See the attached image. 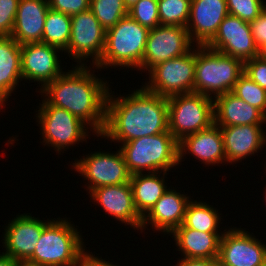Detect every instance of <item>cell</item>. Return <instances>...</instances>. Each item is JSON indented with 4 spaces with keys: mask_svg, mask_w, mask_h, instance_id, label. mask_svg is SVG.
Returning <instances> with one entry per match:
<instances>
[{
    "mask_svg": "<svg viewBox=\"0 0 266 266\" xmlns=\"http://www.w3.org/2000/svg\"><path fill=\"white\" fill-rule=\"evenodd\" d=\"M220 128L227 165L238 164L242 159L246 160L249 156L251 158L263 150L265 142L263 125H234Z\"/></svg>",
    "mask_w": 266,
    "mask_h": 266,
    "instance_id": "cell-21",
    "label": "cell"
},
{
    "mask_svg": "<svg viewBox=\"0 0 266 266\" xmlns=\"http://www.w3.org/2000/svg\"><path fill=\"white\" fill-rule=\"evenodd\" d=\"M51 219L41 220L30 213L16 215L8 220L1 240L4 254L24 264L34 253L45 225Z\"/></svg>",
    "mask_w": 266,
    "mask_h": 266,
    "instance_id": "cell-15",
    "label": "cell"
},
{
    "mask_svg": "<svg viewBox=\"0 0 266 266\" xmlns=\"http://www.w3.org/2000/svg\"><path fill=\"white\" fill-rule=\"evenodd\" d=\"M93 67V68H92ZM95 66L75 67L64 71L54 81L38 91L42 103L63 108L86 123L99 136L105 125L109 81L95 74ZM93 71V72H92ZM102 78V79H101Z\"/></svg>",
    "mask_w": 266,
    "mask_h": 266,
    "instance_id": "cell-2",
    "label": "cell"
},
{
    "mask_svg": "<svg viewBox=\"0 0 266 266\" xmlns=\"http://www.w3.org/2000/svg\"><path fill=\"white\" fill-rule=\"evenodd\" d=\"M244 73L266 90V61L259 57H254L244 62Z\"/></svg>",
    "mask_w": 266,
    "mask_h": 266,
    "instance_id": "cell-36",
    "label": "cell"
},
{
    "mask_svg": "<svg viewBox=\"0 0 266 266\" xmlns=\"http://www.w3.org/2000/svg\"><path fill=\"white\" fill-rule=\"evenodd\" d=\"M225 228L220 240V266H266V244L245 228Z\"/></svg>",
    "mask_w": 266,
    "mask_h": 266,
    "instance_id": "cell-13",
    "label": "cell"
},
{
    "mask_svg": "<svg viewBox=\"0 0 266 266\" xmlns=\"http://www.w3.org/2000/svg\"><path fill=\"white\" fill-rule=\"evenodd\" d=\"M228 13L251 22L266 9L265 0H226Z\"/></svg>",
    "mask_w": 266,
    "mask_h": 266,
    "instance_id": "cell-33",
    "label": "cell"
},
{
    "mask_svg": "<svg viewBox=\"0 0 266 266\" xmlns=\"http://www.w3.org/2000/svg\"><path fill=\"white\" fill-rule=\"evenodd\" d=\"M190 5L191 0H158L160 24L186 27Z\"/></svg>",
    "mask_w": 266,
    "mask_h": 266,
    "instance_id": "cell-30",
    "label": "cell"
},
{
    "mask_svg": "<svg viewBox=\"0 0 266 266\" xmlns=\"http://www.w3.org/2000/svg\"><path fill=\"white\" fill-rule=\"evenodd\" d=\"M49 8L73 16L90 9V0H48Z\"/></svg>",
    "mask_w": 266,
    "mask_h": 266,
    "instance_id": "cell-35",
    "label": "cell"
},
{
    "mask_svg": "<svg viewBox=\"0 0 266 266\" xmlns=\"http://www.w3.org/2000/svg\"><path fill=\"white\" fill-rule=\"evenodd\" d=\"M214 103V123L219 127L234 125H266V116L232 92L217 96Z\"/></svg>",
    "mask_w": 266,
    "mask_h": 266,
    "instance_id": "cell-23",
    "label": "cell"
},
{
    "mask_svg": "<svg viewBox=\"0 0 266 266\" xmlns=\"http://www.w3.org/2000/svg\"><path fill=\"white\" fill-rule=\"evenodd\" d=\"M234 95L259 109L266 116V90L243 73L234 85Z\"/></svg>",
    "mask_w": 266,
    "mask_h": 266,
    "instance_id": "cell-31",
    "label": "cell"
},
{
    "mask_svg": "<svg viewBox=\"0 0 266 266\" xmlns=\"http://www.w3.org/2000/svg\"><path fill=\"white\" fill-rule=\"evenodd\" d=\"M196 64L195 46L186 54L161 62L147 73L149 79L142 86L149 92L169 98L194 93Z\"/></svg>",
    "mask_w": 266,
    "mask_h": 266,
    "instance_id": "cell-9",
    "label": "cell"
},
{
    "mask_svg": "<svg viewBox=\"0 0 266 266\" xmlns=\"http://www.w3.org/2000/svg\"><path fill=\"white\" fill-rule=\"evenodd\" d=\"M150 29L129 15L106 31L105 46L95 70L120 67L138 69L143 60Z\"/></svg>",
    "mask_w": 266,
    "mask_h": 266,
    "instance_id": "cell-5",
    "label": "cell"
},
{
    "mask_svg": "<svg viewBox=\"0 0 266 266\" xmlns=\"http://www.w3.org/2000/svg\"><path fill=\"white\" fill-rule=\"evenodd\" d=\"M2 253V254H1ZM0 253V266H21L22 263L3 252Z\"/></svg>",
    "mask_w": 266,
    "mask_h": 266,
    "instance_id": "cell-40",
    "label": "cell"
},
{
    "mask_svg": "<svg viewBox=\"0 0 266 266\" xmlns=\"http://www.w3.org/2000/svg\"><path fill=\"white\" fill-rule=\"evenodd\" d=\"M68 218L51 219L44 227L26 266H76L87 251L82 233Z\"/></svg>",
    "mask_w": 266,
    "mask_h": 266,
    "instance_id": "cell-3",
    "label": "cell"
},
{
    "mask_svg": "<svg viewBox=\"0 0 266 266\" xmlns=\"http://www.w3.org/2000/svg\"><path fill=\"white\" fill-rule=\"evenodd\" d=\"M167 174L169 172L137 173L131 175L129 183L132 188L134 205L142 218L169 189L166 182L168 180H165Z\"/></svg>",
    "mask_w": 266,
    "mask_h": 266,
    "instance_id": "cell-26",
    "label": "cell"
},
{
    "mask_svg": "<svg viewBox=\"0 0 266 266\" xmlns=\"http://www.w3.org/2000/svg\"><path fill=\"white\" fill-rule=\"evenodd\" d=\"M119 95L116 97L110 87L105 125L98 137L120 145L143 136L169 132L167 98L149 92L143 86L131 94Z\"/></svg>",
    "mask_w": 266,
    "mask_h": 266,
    "instance_id": "cell-1",
    "label": "cell"
},
{
    "mask_svg": "<svg viewBox=\"0 0 266 266\" xmlns=\"http://www.w3.org/2000/svg\"><path fill=\"white\" fill-rule=\"evenodd\" d=\"M196 46L184 26L158 25L150 29L141 66L146 72L155 65L188 53Z\"/></svg>",
    "mask_w": 266,
    "mask_h": 266,
    "instance_id": "cell-12",
    "label": "cell"
},
{
    "mask_svg": "<svg viewBox=\"0 0 266 266\" xmlns=\"http://www.w3.org/2000/svg\"><path fill=\"white\" fill-rule=\"evenodd\" d=\"M48 0H20L11 37L20 45L42 42Z\"/></svg>",
    "mask_w": 266,
    "mask_h": 266,
    "instance_id": "cell-22",
    "label": "cell"
},
{
    "mask_svg": "<svg viewBox=\"0 0 266 266\" xmlns=\"http://www.w3.org/2000/svg\"><path fill=\"white\" fill-rule=\"evenodd\" d=\"M125 6L129 9L131 8L138 0H123Z\"/></svg>",
    "mask_w": 266,
    "mask_h": 266,
    "instance_id": "cell-42",
    "label": "cell"
},
{
    "mask_svg": "<svg viewBox=\"0 0 266 266\" xmlns=\"http://www.w3.org/2000/svg\"><path fill=\"white\" fill-rule=\"evenodd\" d=\"M76 266H120V265H115L113 262L111 263L110 261H106L105 259H102V257L99 255H93L92 252L87 250L82 257L80 258L79 262L77 263Z\"/></svg>",
    "mask_w": 266,
    "mask_h": 266,
    "instance_id": "cell-38",
    "label": "cell"
},
{
    "mask_svg": "<svg viewBox=\"0 0 266 266\" xmlns=\"http://www.w3.org/2000/svg\"><path fill=\"white\" fill-rule=\"evenodd\" d=\"M206 46L245 62L258 55L249 22L228 14Z\"/></svg>",
    "mask_w": 266,
    "mask_h": 266,
    "instance_id": "cell-16",
    "label": "cell"
},
{
    "mask_svg": "<svg viewBox=\"0 0 266 266\" xmlns=\"http://www.w3.org/2000/svg\"><path fill=\"white\" fill-rule=\"evenodd\" d=\"M118 147L131 175L169 172L180 167L179 142L170 132L143 136Z\"/></svg>",
    "mask_w": 266,
    "mask_h": 266,
    "instance_id": "cell-4",
    "label": "cell"
},
{
    "mask_svg": "<svg viewBox=\"0 0 266 266\" xmlns=\"http://www.w3.org/2000/svg\"><path fill=\"white\" fill-rule=\"evenodd\" d=\"M191 155L206 167L227 163L221 128L213 123L206 129L185 136L179 141V165ZM185 157V158H184ZM219 164V165H218Z\"/></svg>",
    "mask_w": 266,
    "mask_h": 266,
    "instance_id": "cell-19",
    "label": "cell"
},
{
    "mask_svg": "<svg viewBox=\"0 0 266 266\" xmlns=\"http://www.w3.org/2000/svg\"><path fill=\"white\" fill-rule=\"evenodd\" d=\"M88 194L90 201L100 205L108 216L137 232L141 230L142 217L135 208L130 183L98 187Z\"/></svg>",
    "mask_w": 266,
    "mask_h": 266,
    "instance_id": "cell-17",
    "label": "cell"
},
{
    "mask_svg": "<svg viewBox=\"0 0 266 266\" xmlns=\"http://www.w3.org/2000/svg\"><path fill=\"white\" fill-rule=\"evenodd\" d=\"M172 266H220L218 259L207 258H179Z\"/></svg>",
    "mask_w": 266,
    "mask_h": 266,
    "instance_id": "cell-39",
    "label": "cell"
},
{
    "mask_svg": "<svg viewBox=\"0 0 266 266\" xmlns=\"http://www.w3.org/2000/svg\"><path fill=\"white\" fill-rule=\"evenodd\" d=\"M60 53V48L43 42L21 45L22 81L37 82L42 90L64 72Z\"/></svg>",
    "mask_w": 266,
    "mask_h": 266,
    "instance_id": "cell-14",
    "label": "cell"
},
{
    "mask_svg": "<svg viewBox=\"0 0 266 266\" xmlns=\"http://www.w3.org/2000/svg\"><path fill=\"white\" fill-rule=\"evenodd\" d=\"M71 16L49 8L44 24L42 42L64 51L69 44Z\"/></svg>",
    "mask_w": 266,
    "mask_h": 266,
    "instance_id": "cell-28",
    "label": "cell"
},
{
    "mask_svg": "<svg viewBox=\"0 0 266 266\" xmlns=\"http://www.w3.org/2000/svg\"><path fill=\"white\" fill-rule=\"evenodd\" d=\"M265 127H266V125H264ZM264 146H266V128H265V142H264ZM265 149H266V147H265ZM265 164H266V162H265ZM266 165H264V167H265ZM266 168V167H265ZM266 171V170H265Z\"/></svg>",
    "mask_w": 266,
    "mask_h": 266,
    "instance_id": "cell-44",
    "label": "cell"
},
{
    "mask_svg": "<svg viewBox=\"0 0 266 266\" xmlns=\"http://www.w3.org/2000/svg\"><path fill=\"white\" fill-rule=\"evenodd\" d=\"M94 151L72 161L71 168L83 176L86 192L102 186L120 185L130 182L131 174L127 169L123 155L118 149L111 151ZM81 174V175H80ZM88 184V185H87Z\"/></svg>",
    "mask_w": 266,
    "mask_h": 266,
    "instance_id": "cell-10",
    "label": "cell"
},
{
    "mask_svg": "<svg viewBox=\"0 0 266 266\" xmlns=\"http://www.w3.org/2000/svg\"><path fill=\"white\" fill-rule=\"evenodd\" d=\"M220 215L222 213L206 201L192 199L187 206L183 225L200 232L224 233L219 229L222 221Z\"/></svg>",
    "mask_w": 266,
    "mask_h": 266,
    "instance_id": "cell-27",
    "label": "cell"
},
{
    "mask_svg": "<svg viewBox=\"0 0 266 266\" xmlns=\"http://www.w3.org/2000/svg\"><path fill=\"white\" fill-rule=\"evenodd\" d=\"M257 57H259L262 60H265L266 61V41L264 43H262L258 47V55H257Z\"/></svg>",
    "mask_w": 266,
    "mask_h": 266,
    "instance_id": "cell-41",
    "label": "cell"
},
{
    "mask_svg": "<svg viewBox=\"0 0 266 266\" xmlns=\"http://www.w3.org/2000/svg\"><path fill=\"white\" fill-rule=\"evenodd\" d=\"M20 0H0V37H10Z\"/></svg>",
    "mask_w": 266,
    "mask_h": 266,
    "instance_id": "cell-34",
    "label": "cell"
},
{
    "mask_svg": "<svg viewBox=\"0 0 266 266\" xmlns=\"http://www.w3.org/2000/svg\"><path fill=\"white\" fill-rule=\"evenodd\" d=\"M4 106H6V105L0 100V112L4 111V110H2V108L4 109Z\"/></svg>",
    "mask_w": 266,
    "mask_h": 266,
    "instance_id": "cell-43",
    "label": "cell"
},
{
    "mask_svg": "<svg viewBox=\"0 0 266 266\" xmlns=\"http://www.w3.org/2000/svg\"><path fill=\"white\" fill-rule=\"evenodd\" d=\"M228 14L226 0H191L186 25L190 40L195 45H206Z\"/></svg>",
    "mask_w": 266,
    "mask_h": 266,
    "instance_id": "cell-20",
    "label": "cell"
},
{
    "mask_svg": "<svg viewBox=\"0 0 266 266\" xmlns=\"http://www.w3.org/2000/svg\"><path fill=\"white\" fill-rule=\"evenodd\" d=\"M170 187L142 218L140 233L146 228L149 230L150 225L154 233L158 231L162 232L161 234L169 235L175 228L183 224L187 206L192 200L191 195L187 196L188 194L181 193V190Z\"/></svg>",
    "mask_w": 266,
    "mask_h": 266,
    "instance_id": "cell-18",
    "label": "cell"
},
{
    "mask_svg": "<svg viewBox=\"0 0 266 266\" xmlns=\"http://www.w3.org/2000/svg\"><path fill=\"white\" fill-rule=\"evenodd\" d=\"M265 187H266V186H265ZM264 192H265V193H264L265 195H263V196H264L265 199H263V200H265V202H266V188H265V191H264ZM265 205H266V204H265Z\"/></svg>",
    "mask_w": 266,
    "mask_h": 266,
    "instance_id": "cell-45",
    "label": "cell"
},
{
    "mask_svg": "<svg viewBox=\"0 0 266 266\" xmlns=\"http://www.w3.org/2000/svg\"><path fill=\"white\" fill-rule=\"evenodd\" d=\"M90 10L106 31L128 16L123 0H90Z\"/></svg>",
    "mask_w": 266,
    "mask_h": 266,
    "instance_id": "cell-29",
    "label": "cell"
},
{
    "mask_svg": "<svg viewBox=\"0 0 266 266\" xmlns=\"http://www.w3.org/2000/svg\"><path fill=\"white\" fill-rule=\"evenodd\" d=\"M37 109L34 117L40 127L41 143L51 146L58 155L80 142L87 143L86 139H90L91 132L93 136L98 137L86 123L63 108L39 105Z\"/></svg>",
    "mask_w": 266,
    "mask_h": 266,
    "instance_id": "cell-7",
    "label": "cell"
},
{
    "mask_svg": "<svg viewBox=\"0 0 266 266\" xmlns=\"http://www.w3.org/2000/svg\"><path fill=\"white\" fill-rule=\"evenodd\" d=\"M251 33L257 47L266 41V9L249 22Z\"/></svg>",
    "mask_w": 266,
    "mask_h": 266,
    "instance_id": "cell-37",
    "label": "cell"
},
{
    "mask_svg": "<svg viewBox=\"0 0 266 266\" xmlns=\"http://www.w3.org/2000/svg\"><path fill=\"white\" fill-rule=\"evenodd\" d=\"M167 100L168 130L178 142L214 123V103L208 96L188 93Z\"/></svg>",
    "mask_w": 266,
    "mask_h": 266,
    "instance_id": "cell-8",
    "label": "cell"
},
{
    "mask_svg": "<svg viewBox=\"0 0 266 266\" xmlns=\"http://www.w3.org/2000/svg\"><path fill=\"white\" fill-rule=\"evenodd\" d=\"M21 81V45L11 36L0 37V100L5 105Z\"/></svg>",
    "mask_w": 266,
    "mask_h": 266,
    "instance_id": "cell-25",
    "label": "cell"
},
{
    "mask_svg": "<svg viewBox=\"0 0 266 266\" xmlns=\"http://www.w3.org/2000/svg\"><path fill=\"white\" fill-rule=\"evenodd\" d=\"M105 38L106 30L88 9L71 16L69 44L63 52L77 65L85 66L90 62V66H95L101 59Z\"/></svg>",
    "mask_w": 266,
    "mask_h": 266,
    "instance_id": "cell-11",
    "label": "cell"
},
{
    "mask_svg": "<svg viewBox=\"0 0 266 266\" xmlns=\"http://www.w3.org/2000/svg\"><path fill=\"white\" fill-rule=\"evenodd\" d=\"M128 15L142 26L153 29L160 25L158 0H138L128 9Z\"/></svg>",
    "mask_w": 266,
    "mask_h": 266,
    "instance_id": "cell-32",
    "label": "cell"
},
{
    "mask_svg": "<svg viewBox=\"0 0 266 266\" xmlns=\"http://www.w3.org/2000/svg\"><path fill=\"white\" fill-rule=\"evenodd\" d=\"M244 73V62L206 45H196L194 93L212 99L231 92Z\"/></svg>",
    "mask_w": 266,
    "mask_h": 266,
    "instance_id": "cell-6",
    "label": "cell"
},
{
    "mask_svg": "<svg viewBox=\"0 0 266 266\" xmlns=\"http://www.w3.org/2000/svg\"><path fill=\"white\" fill-rule=\"evenodd\" d=\"M168 236L175 241V250L181 253V258L218 259L223 233L200 232L182 224Z\"/></svg>",
    "mask_w": 266,
    "mask_h": 266,
    "instance_id": "cell-24",
    "label": "cell"
}]
</instances>
